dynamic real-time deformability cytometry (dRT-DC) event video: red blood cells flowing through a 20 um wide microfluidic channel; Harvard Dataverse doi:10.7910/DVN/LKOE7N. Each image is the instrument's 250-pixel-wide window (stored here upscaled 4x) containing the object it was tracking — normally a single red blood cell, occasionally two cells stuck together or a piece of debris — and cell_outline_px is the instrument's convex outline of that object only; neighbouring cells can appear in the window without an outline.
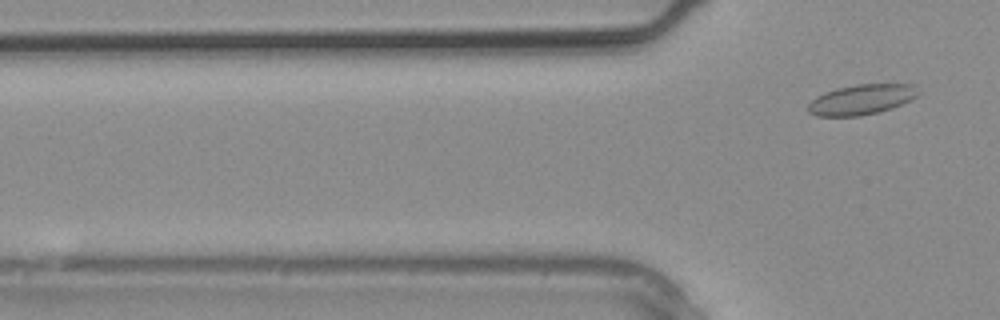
{"species": "common noctule bat (a hibernating species)", "species_latin": "Nyctalus noctula", "temperature_condition": "warm", "stored_images_in_passage": 4, "camera_frame_rate_fps": 3000, "um_per_image_px": 0.085, "animal": {"sex": "male", "body_mass_g": 20.4}, "frame": {"image": 1, "passage_image": 4, "time_ms": 1.0, "image_size_px": [1000, 320], "cell_outline_px": [[920, 92], [916, 96], [892, 108], [860, 116], [816, 116], [808, 112], [808, 104], [816, 96], [824, 92], [856, 84], [912, 84]], "centroid_in_image_um": [73.19, 8.46], "position_along_channel_um": 52.6, "area_um2": 19.13}}